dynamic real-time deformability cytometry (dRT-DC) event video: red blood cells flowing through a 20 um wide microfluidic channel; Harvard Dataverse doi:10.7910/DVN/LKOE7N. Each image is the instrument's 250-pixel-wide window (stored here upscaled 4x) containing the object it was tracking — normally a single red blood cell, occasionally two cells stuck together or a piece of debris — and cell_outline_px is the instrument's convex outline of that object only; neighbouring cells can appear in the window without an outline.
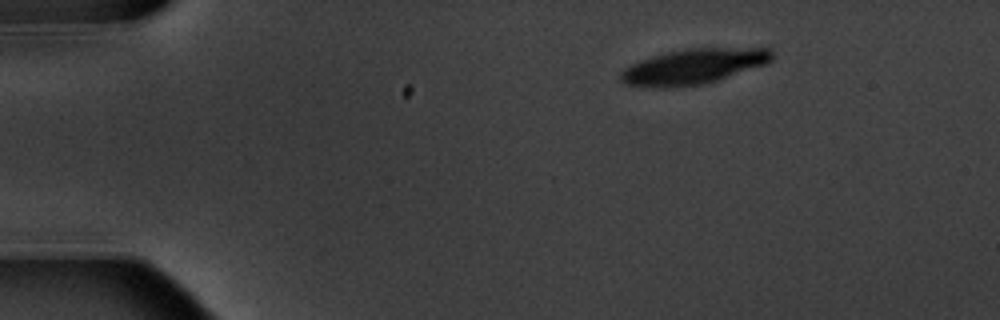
{"species": "common noctule bat (a hibernating species)", "species_latin": "Nyctalus noctula", "temperature_condition": "warm", "stored_images_in_passage": 7, "camera_frame_rate_fps": 3000, "um_per_image_px": 0.085, "animal": {"sex": "male", "body_mass_g": 20.1, "forearm_length_mm": 53.5}, "frame": {"image": 1, "passage_image": 1, "time_ms": 0.0, "image_size_px": [1000, 320], "cell_outline_px": [[772, 60], [768, 64], [716, 80], [700, 84], [664, 88], [624, 84], [620, 80], [620, 72], [624, 68], [640, 60], [652, 56], [668, 52], [688, 48], [772, 48]], "centroid_in_image_um": [58.96, 5.64], "position_along_channel_um": 26.0, "area_um2": 30.87}}
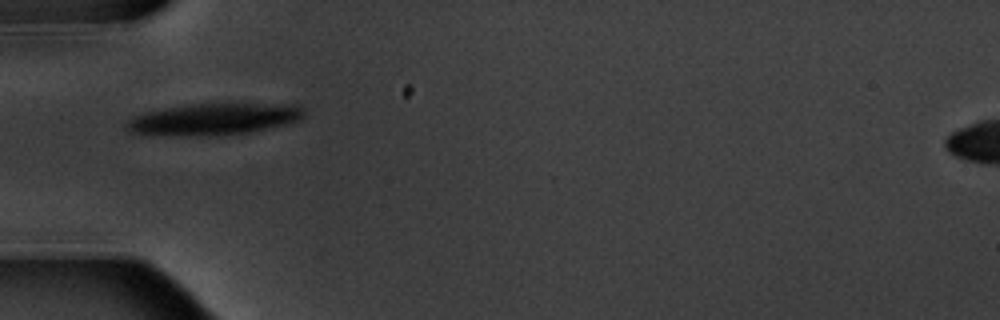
{"frame": {"image": 2, "passage_image": 4, "time_ms": 3.333, "image_size_px": [1000, 320], "cell_outline_px": [[304, 116], [300, 120], [288, 124], [248, 132], [220, 136], [200, 136], [132, 132], [124, 128], [124, 124], [132, 116], [144, 112], [192, 104], [304, 104]], "centroid_in_image_um": [18.25, 10.12], "position_along_channel_um": 66.7, "area_um2": 32.66}}